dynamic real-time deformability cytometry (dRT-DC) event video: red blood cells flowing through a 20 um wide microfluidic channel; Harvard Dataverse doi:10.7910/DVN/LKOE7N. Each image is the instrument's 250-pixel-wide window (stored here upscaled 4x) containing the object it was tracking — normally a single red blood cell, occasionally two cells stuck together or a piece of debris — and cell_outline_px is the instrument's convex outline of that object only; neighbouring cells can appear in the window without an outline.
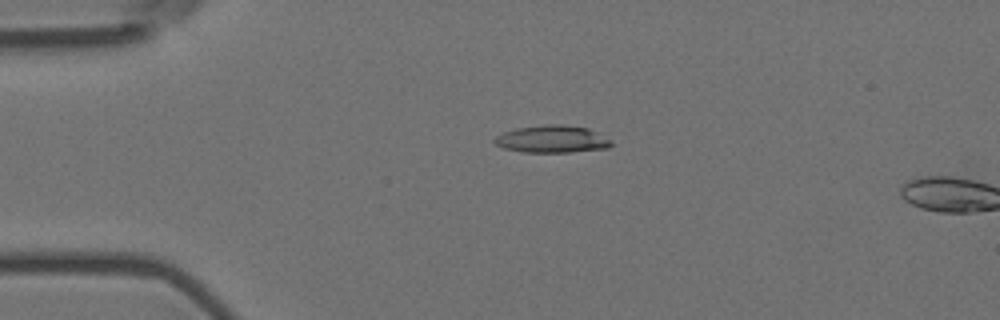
{"species": "Egyptian fruit bat (a non-hibernating species)", "species_latin": "Rousettus aegyptiacus", "temperature_condition": "room temperature", "stored_images_in_passage": 15, "camera_frame_rate_fps": 3000, "um_per_image_px": 0.085, "animal": {"sex": "female"}, "frame": {"image": 1, "passage_image": 13, "time_ms": 4.0, "image_size_px": [1000, 320], "cell_outline_px": [[612, 144], [608, 148], [568, 152], [524, 152], [504, 148], [496, 144], [492, 140], [496, 136], [504, 132], [516, 128], [544, 124], [564, 124], [588, 128], [612, 140]], "centroid_in_image_um": [46.93, 11.81], "position_along_channel_um": 38.1, "area_um2": 18.61}}